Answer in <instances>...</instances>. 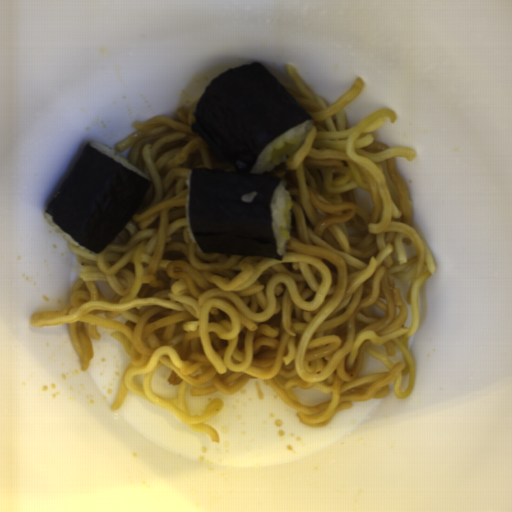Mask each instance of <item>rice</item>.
I'll list each match as a JSON object with an SVG mask.
<instances>
[{
  "instance_id": "652b925c",
  "label": "rice",
  "mask_w": 512,
  "mask_h": 512,
  "mask_svg": "<svg viewBox=\"0 0 512 512\" xmlns=\"http://www.w3.org/2000/svg\"><path fill=\"white\" fill-rule=\"evenodd\" d=\"M312 125L313 123L309 119L305 122L296 125L286 133L282 134L278 138L271 141L267 146H265L261 150L253 166V174L262 175V173L274 169L279 164L288 159L290 156L295 154L300 145L302 144L303 140L307 136L308 132L310 131ZM286 144H292L293 146H295L293 151H291L288 154L277 157L275 159L271 157V153L273 150H280L284 148Z\"/></svg>"
},
{
  "instance_id": "023b6e5f",
  "label": "rice",
  "mask_w": 512,
  "mask_h": 512,
  "mask_svg": "<svg viewBox=\"0 0 512 512\" xmlns=\"http://www.w3.org/2000/svg\"><path fill=\"white\" fill-rule=\"evenodd\" d=\"M292 203L293 201L290 191H287L284 182L280 181L273 192L270 204L272 214V231L279 255H284L286 243L289 240L282 234V230L287 224L285 219V210L288 206L291 207Z\"/></svg>"
},
{
  "instance_id": "8eca5e8b",
  "label": "rice",
  "mask_w": 512,
  "mask_h": 512,
  "mask_svg": "<svg viewBox=\"0 0 512 512\" xmlns=\"http://www.w3.org/2000/svg\"><path fill=\"white\" fill-rule=\"evenodd\" d=\"M89 143L95 149H97L101 153L105 154L106 156H108L112 160L116 161L120 165H122V166L128 168L129 170L137 173L138 175H140L144 179H147L146 175L143 172H141L136 166L131 164L129 161H127L125 158H123L121 155H119L117 152H115L113 149H111L110 147H108L104 143L97 142V141H94V140L93 141H89Z\"/></svg>"
},
{
  "instance_id": "acb35da6",
  "label": "rice",
  "mask_w": 512,
  "mask_h": 512,
  "mask_svg": "<svg viewBox=\"0 0 512 512\" xmlns=\"http://www.w3.org/2000/svg\"><path fill=\"white\" fill-rule=\"evenodd\" d=\"M191 178H192V173H189L188 177H187V180H186V184H187V187H188V190H187V193H186V198H185V222H186V230H187V235L191 241V243L195 244L196 247L198 248L199 251H201L193 233H192V230H191V226H190V222H189V205H190V186H191Z\"/></svg>"
},
{
  "instance_id": "b023fe2a",
  "label": "rice",
  "mask_w": 512,
  "mask_h": 512,
  "mask_svg": "<svg viewBox=\"0 0 512 512\" xmlns=\"http://www.w3.org/2000/svg\"><path fill=\"white\" fill-rule=\"evenodd\" d=\"M44 217H45V220L46 222L56 231L58 232L63 238L69 240L70 242H72L73 244H75L76 246L82 248V249H85L91 253H95L91 250H89L88 248L82 246L80 243H78L73 237H71L66 231H64L59 225H57L55 222H54V219H53V216H51L50 214L47 213V211L45 210L44 212Z\"/></svg>"
}]
</instances>
